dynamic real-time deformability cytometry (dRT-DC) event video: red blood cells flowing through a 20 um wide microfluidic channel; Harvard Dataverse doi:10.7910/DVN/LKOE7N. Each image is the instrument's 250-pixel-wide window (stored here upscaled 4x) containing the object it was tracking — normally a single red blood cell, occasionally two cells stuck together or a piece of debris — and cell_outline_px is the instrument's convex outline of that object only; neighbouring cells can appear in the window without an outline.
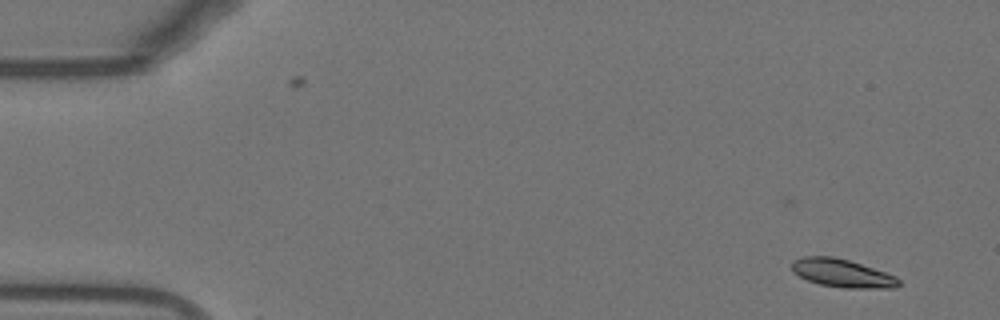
{"species": "Egyptian fruit bat (a non-hibernating species)", "species_latin": "Rousettus aegyptiacus", "temperature_condition": "warm", "stored_images_in_passage": 51, "camera_frame_rate_fps": 3000, "um_per_image_px": 0.085, "animal": {"sex": "female"}, "frame": {"image": 1, "passage_image": 1, "time_ms": 0.0, "image_size_px": [1000, 320], "cell_outline_px": [[900, 284], [896, 288], [844, 288], [820, 284], [808, 280], [792, 272], [792, 260], [800, 256], [832, 256], [848, 260], [896, 276], [900, 280]], "centroid_in_image_um": [71.56, 23.22], "position_along_channel_um": 13.4, "area_um2": 17.51}}
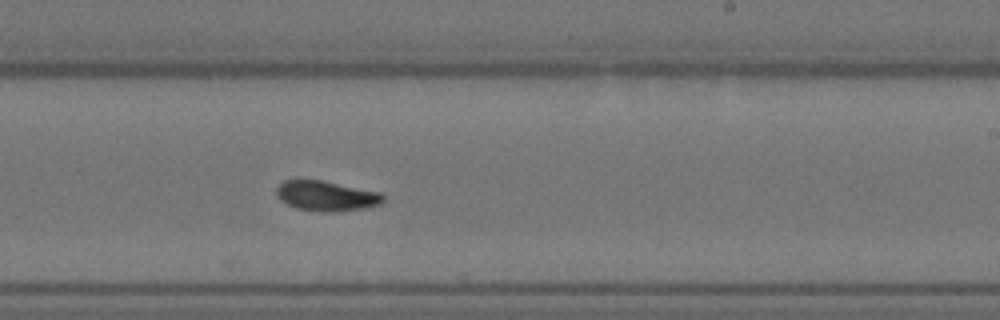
{"frame": {"image": 2, "passage_image": 30, "time_ms": 9.667, "image_size_px": [1000, 320], "cell_outline_px": [[384, 200], [380, 204], [364, 208], [332, 212], [320, 212], [296, 208], [280, 200], [276, 196], [276, 188], [284, 180], [296, 176], [320, 180], [380, 192], [384, 196]], "centroid_in_image_um": [27.66, 16.62], "position_along_channel_um": 261.3, "area_um2": 19.13}}
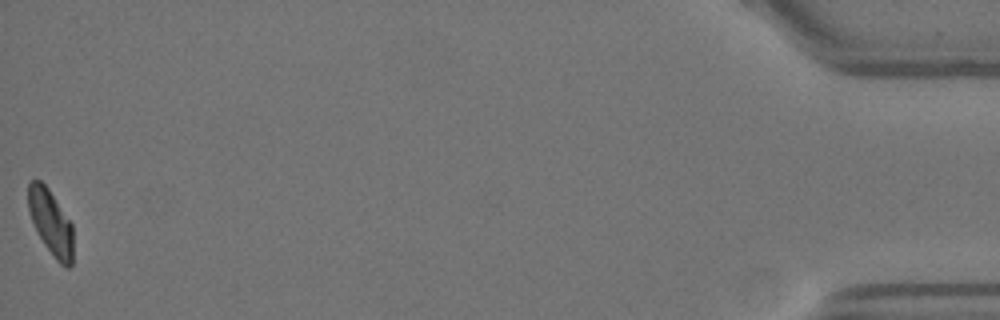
{"frame": {"image": 3, "passage_image": 51, "time_ms": 16.667, "image_size_px": [1000, 320], "cell_outline_px": [[72, 264], [68, 268], [64, 268], [56, 260], [44, 244], [32, 220], [28, 208], [28, 180], [40, 180], [48, 188], [72, 224]], "centroid_in_image_um": [4.31, 18.91], "position_along_channel_um": 430.9, "area_um2": 16.88}, "authors_computed_cell_mechanics": {"area_um2": 18.2648, "velocity_mm_per_s": 3.8034, "shape_relaxation_time_tau1_ms": 6.5451, "shape_relaxation_time_tau2_ms": 3.134, "deformation_change_tau1": 0.1913, "deformation_change_tau2": 0.0938}}